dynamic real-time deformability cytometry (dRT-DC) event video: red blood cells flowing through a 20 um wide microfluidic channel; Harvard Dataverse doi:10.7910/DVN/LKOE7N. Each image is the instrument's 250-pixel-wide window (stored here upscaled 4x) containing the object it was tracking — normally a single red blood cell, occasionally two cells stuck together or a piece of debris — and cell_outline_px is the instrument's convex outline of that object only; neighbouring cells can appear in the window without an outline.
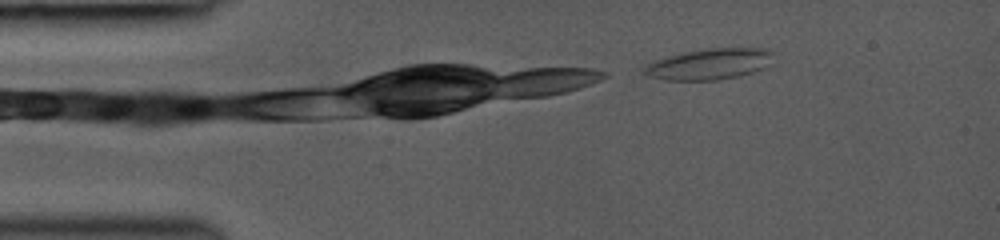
{"species": "common noctule bat (a hibernating species)", "species_latin": "Nyctalus noctula", "temperature_condition": "room temperature", "stored_images_in_passage": 12, "camera_frame_rate_fps": 3000, "um_per_image_px": 0.085, "animal": {"sex": "female", "body_mass_g": 19.0, "forearm_length_mm": 53.3}, "frame": {"image": 1, "passage_image": 1, "time_ms": 0.0, "image_size_px": [1000, 240], "cell_outline_px": [[776, 52], [768, 64], [764, 68], [740, 76], [720, 80], [668, 80], [648, 76], [640, 72], [640, 68], [644, 64], [652, 60], [700, 48], [768, 48]], "centroid_in_image_um": [60.25, 5.44], "position_along_channel_um": 24.7, "area_um2": 23.93}}
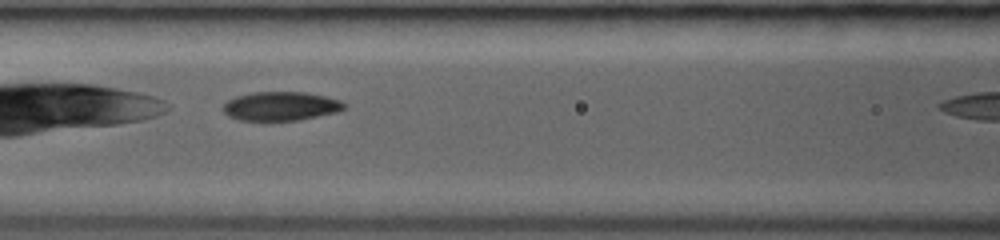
{"frame": {"image": 2, "passage_image": 10, "time_ms": 3.0, "image_size_px": [1000, 240], "cell_outline_px": [[348, 104], [344, 108], [336, 112], [300, 120], [240, 120], [228, 116], [224, 112], [224, 104], [228, 100], [236, 96], [252, 92], [308, 92], [340, 100]], "centroid_in_image_um": [23.88, 9.01], "position_along_channel_um": 142.7, "area_um2": 20.35}}